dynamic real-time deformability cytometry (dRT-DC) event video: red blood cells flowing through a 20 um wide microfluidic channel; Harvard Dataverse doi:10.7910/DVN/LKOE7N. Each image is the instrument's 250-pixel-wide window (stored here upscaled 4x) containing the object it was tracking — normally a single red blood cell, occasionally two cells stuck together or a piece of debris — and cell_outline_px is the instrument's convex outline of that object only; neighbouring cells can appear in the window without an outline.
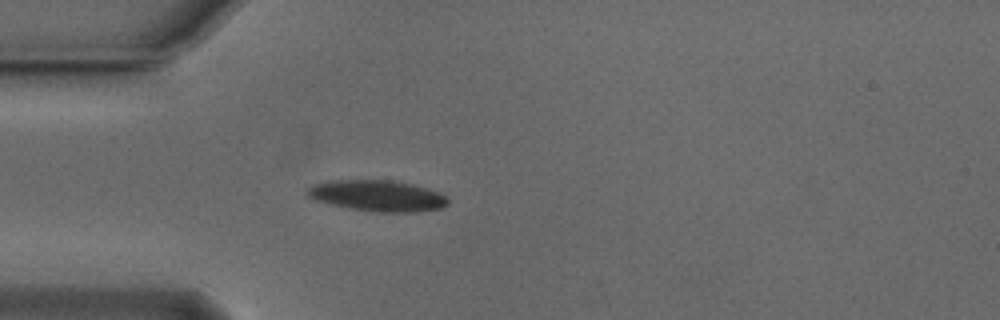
{"species": "Egyptian fruit bat (a non-hibernating species)", "species_latin": "Rousettus aegyptiacus", "temperature_condition": "cold", "stored_images_in_passage": 39, "camera_frame_rate_fps": 3000, "um_per_image_px": 0.085, "animal": {"sex": "male"}, "frame": {"image": 1, "passage_image": 1, "time_ms": 0.0, "image_size_px": [1000, 320], "cell_outline_px": [[448, 204], [444, 208], [416, 212], [376, 212], [348, 208], [316, 200], [308, 196], [304, 192], [308, 188], [316, 184], [332, 180], [392, 180], [412, 184], [440, 192], [448, 200]], "centroid_in_image_um": [32.11, 16.64], "position_along_channel_um": 52.9, "area_um2": 25.43}}
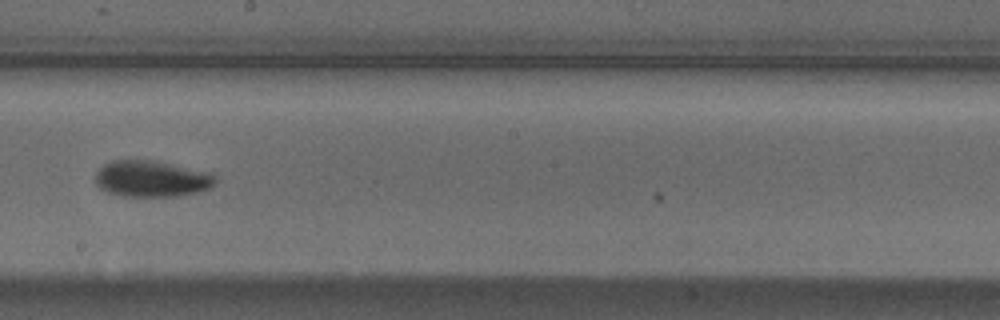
{"frame": {"image": 2, "passage_image": 16, "time_ms": 5.0, "image_size_px": [1000, 320], "cell_outline_px": [[216, 184], [208, 188], [196, 192], [180, 196], [120, 196], [108, 192], [100, 188], [96, 184], [96, 172], [104, 164], [112, 160], [156, 160], [208, 172], [216, 176]], "centroid_in_image_um": [12.88, 15.19], "position_along_channel_um": 235.3, "area_um2": 25.43}}
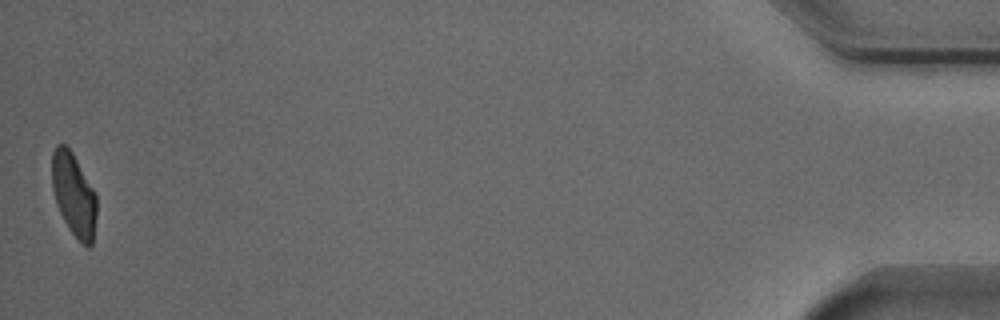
{"frame": {"image": 3, "passage_image": 39, "time_ms": 12.667, "image_size_px": [1000, 320], "cell_outline_px": [[96, 216], [92, 244], [88, 248], [68, 228], [56, 204], [52, 188], [52, 152], [56, 144], [64, 144], [72, 152], [92, 188], [96, 196]], "centroid_in_image_um": [6.25, 16.53], "position_along_channel_um": 429.0, "area_um2": 21.27}, "authors_computed_cell_mechanics": {"area_um2": 24.276, "velocity_mm_per_s": 3.8195, "shape_relaxation_time_tau1_ms": 4.1542, "shape_relaxation_time_tau2_ms": 5.2293, "deformation_change_tau1": 0.1356, "deformation_change_tau2": 0.0958}}